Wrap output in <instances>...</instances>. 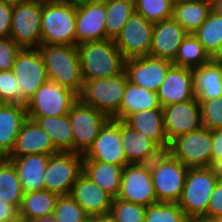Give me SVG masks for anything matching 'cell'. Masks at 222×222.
<instances>
[{
  "instance_id": "6da1fadb",
  "label": "cell",
  "mask_w": 222,
  "mask_h": 222,
  "mask_svg": "<svg viewBox=\"0 0 222 222\" xmlns=\"http://www.w3.org/2000/svg\"><path fill=\"white\" fill-rule=\"evenodd\" d=\"M77 49L83 80L112 77L125 70L126 59L112 39L85 42Z\"/></svg>"
},
{
  "instance_id": "7a4b0ae2",
  "label": "cell",
  "mask_w": 222,
  "mask_h": 222,
  "mask_svg": "<svg viewBox=\"0 0 222 222\" xmlns=\"http://www.w3.org/2000/svg\"><path fill=\"white\" fill-rule=\"evenodd\" d=\"M38 50L42 56L49 81L66 87L79 95L83 87V78L77 46L40 45Z\"/></svg>"
},
{
  "instance_id": "3957f363",
  "label": "cell",
  "mask_w": 222,
  "mask_h": 222,
  "mask_svg": "<svg viewBox=\"0 0 222 222\" xmlns=\"http://www.w3.org/2000/svg\"><path fill=\"white\" fill-rule=\"evenodd\" d=\"M77 8L62 0H42L41 45L76 46Z\"/></svg>"
},
{
  "instance_id": "277c9868",
  "label": "cell",
  "mask_w": 222,
  "mask_h": 222,
  "mask_svg": "<svg viewBox=\"0 0 222 222\" xmlns=\"http://www.w3.org/2000/svg\"><path fill=\"white\" fill-rule=\"evenodd\" d=\"M127 81L125 70L112 77L83 80L78 99L83 104L105 113L111 119L120 110Z\"/></svg>"
},
{
  "instance_id": "5b68a950",
  "label": "cell",
  "mask_w": 222,
  "mask_h": 222,
  "mask_svg": "<svg viewBox=\"0 0 222 222\" xmlns=\"http://www.w3.org/2000/svg\"><path fill=\"white\" fill-rule=\"evenodd\" d=\"M149 164L157 202L177 203L188 168L168 151H163Z\"/></svg>"
},
{
  "instance_id": "8992f818",
  "label": "cell",
  "mask_w": 222,
  "mask_h": 222,
  "mask_svg": "<svg viewBox=\"0 0 222 222\" xmlns=\"http://www.w3.org/2000/svg\"><path fill=\"white\" fill-rule=\"evenodd\" d=\"M219 181L210 167L188 168L177 203L189 220L201 219L206 215L209 198Z\"/></svg>"
},
{
  "instance_id": "52a82bcc",
  "label": "cell",
  "mask_w": 222,
  "mask_h": 222,
  "mask_svg": "<svg viewBox=\"0 0 222 222\" xmlns=\"http://www.w3.org/2000/svg\"><path fill=\"white\" fill-rule=\"evenodd\" d=\"M187 168L211 166L212 130L201 126L195 131L176 137L167 150Z\"/></svg>"
},
{
  "instance_id": "ba28073f",
  "label": "cell",
  "mask_w": 222,
  "mask_h": 222,
  "mask_svg": "<svg viewBox=\"0 0 222 222\" xmlns=\"http://www.w3.org/2000/svg\"><path fill=\"white\" fill-rule=\"evenodd\" d=\"M83 172V154L62 152L49 157L45 175L44 190L59 196L70 195L73 185Z\"/></svg>"
},
{
  "instance_id": "9c48e42d",
  "label": "cell",
  "mask_w": 222,
  "mask_h": 222,
  "mask_svg": "<svg viewBox=\"0 0 222 222\" xmlns=\"http://www.w3.org/2000/svg\"><path fill=\"white\" fill-rule=\"evenodd\" d=\"M78 95L57 83L42 84L26 104L27 117H57L68 114Z\"/></svg>"
},
{
  "instance_id": "30bf717a",
  "label": "cell",
  "mask_w": 222,
  "mask_h": 222,
  "mask_svg": "<svg viewBox=\"0 0 222 222\" xmlns=\"http://www.w3.org/2000/svg\"><path fill=\"white\" fill-rule=\"evenodd\" d=\"M42 0H30L13 6L10 38L21 48L41 45Z\"/></svg>"
},
{
  "instance_id": "8fae6325",
  "label": "cell",
  "mask_w": 222,
  "mask_h": 222,
  "mask_svg": "<svg viewBox=\"0 0 222 222\" xmlns=\"http://www.w3.org/2000/svg\"><path fill=\"white\" fill-rule=\"evenodd\" d=\"M71 123L74 152L84 154L110 119L105 113L83 104L79 99L68 112Z\"/></svg>"
},
{
  "instance_id": "7c38bea8",
  "label": "cell",
  "mask_w": 222,
  "mask_h": 222,
  "mask_svg": "<svg viewBox=\"0 0 222 222\" xmlns=\"http://www.w3.org/2000/svg\"><path fill=\"white\" fill-rule=\"evenodd\" d=\"M118 198L148 207L158 203L152 183L150 164L123 167Z\"/></svg>"
},
{
  "instance_id": "4fadbf2b",
  "label": "cell",
  "mask_w": 222,
  "mask_h": 222,
  "mask_svg": "<svg viewBox=\"0 0 222 222\" xmlns=\"http://www.w3.org/2000/svg\"><path fill=\"white\" fill-rule=\"evenodd\" d=\"M153 27L154 23L146 20L141 14L133 12L114 40L125 59L149 55Z\"/></svg>"
},
{
  "instance_id": "5bb4252c",
  "label": "cell",
  "mask_w": 222,
  "mask_h": 222,
  "mask_svg": "<svg viewBox=\"0 0 222 222\" xmlns=\"http://www.w3.org/2000/svg\"><path fill=\"white\" fill-rule=\"evenodd\" d=\"M121 143V120L109 119L93 144L83 154V161H101L125 167L128 165Z\"/></svg>"
},
{
  "instance_id": "9a60e30c",
  "label": "cell",
  "mask_w": 222,
  "mask_h": 222,
  "mask_svg": "<svg viewBox=\"0 0 222 222\" xmlns=\"http://www.w3.org/2000/svg\"><path fill=\"white\" fill-rule=\"evenodd\" d=\"M12 70L18 82L19 90L28 100L42 84L49 81L38 48H22L17 54Z\"/></svg>"
},
{
  "instance_id": "2e32d148",
  "label": "cell",
  "mask_w": 222,
  "mask_h": 222,
  "mask_svg": "<svg viewBox=\"0 0 222 222\" xmlns=\"http://www.w3.org/2000/svg\"><path fill=\"white\" fill-rule=\"evenodd\" d=\"M167 141L199 129L202 125L201 105L196 98L162 107Z\"/></svg>"
},
{
  "instance_id": "e0dca14e",
  "label": "cell",
  "mask_w": 222,
  "mask_h": 222,
  "mask_svg": "<svg viewBox=\"0 0 222 222\" xmlns=\"http://www.w3.org/2000/svg\"><path fill=\"white\" fill-rule=\"evenodd\" d=\"M172 65L171 61L148 55L126 59L125 72L129 82L157 93Z\"/></svg>"
},
{
  "instance_id": "ac0fdd59",
  "label": "cell",
  "mask_w": 222,
  "mask_h": 222,
  "mask_svg": "<svg viewBox=\"0 0 222 222\" xmlns=\"http://www.w3.org/2000/svg\"><path fill=\"white\" fill-rule=\"evenodd\" d=\"M58 152L49 135L34 120L27 118L22 124L14 147L6 159L11 162L25 155H52Z\"/></svg>"
},
{
  "instance_id": "d6986e66",
  "label": "cell",
  "mask_w": 222,
  "mask_h": 222,
  "mask_svg": "<svg viewBox=\"0 0 222 222\" xmlns=\"http://www.w3.org/2000/svg\"><path fill=\"white\" fill-rule=\"evenodd\" d=\"M106 0L77 8L76 46L85 42L106 40Z\"/></svg>"
},
{
  "instance_id": "ffe728a7",
  "label": "cell",
  "mask_w": 222,
  "mask_h": 222,
  "mask_svg": "<svg viewBox=\"0 0 222 222\" xmlns=\"http://www.w3.org/2000/svg\"><path fill=\"white\" fill-rule=\"evenodd\" d=\"M187 35L173 17L154 23L149 56L173 62Z\"/></svg>"
},
{
  "instance_id": "44dd1931",
  "label": "cell",
  "mask_w": 222,
  "mask_h": 222,
  "mask_svg": "<svg viewBox=\"0 0 222 222\" xmlns=\"http://www.w3.org/2000/svg\"><path fill=\"white\" fill-rule=\"evenodd\" d=\"M161 107L195 98L192 69L172 65L157 92Z\"/></svg>"
},
{
  "instance_id": "7402d4cb",
  "label": "cell",
  "mask_w": 222,
  "mask_h": 222,
  "mask_svg": "<svg viewBox=\"0 0 222 222\" xmlns=\"http://www.w3.org/2000/svg\"><path fill=\"white\" fill-rule=\"evenodd\" d=\"M70 196L89 216L109 213L113 199L83 172L73 185Z\"/></svg>"
},
{
  "instance_id": "603a6c76",
  "label": "cell",
  "mask_w": 222,
  "mask_h": 222,
  "mask_svg": "<svg viewBox=\"0 0 222 222\" xmlns=\"http://www.w3.org/2000/svg\"><path fill=\"white\" fill-rule=\"evenodd\" d=\"M121 143L128 164H149L163 150L144 133H140L121 120Z\"/></svg>"
},
{
  "instance_id": "cb8c5ba5",
  "label": "cell",
  "mask_w": 222,
  "mask_h": 222,
  "mask_svg": "<svg viewBox=\"0 0 222 222\" xmlns=\"http://www.w3.org/2000/svg\"><path fill=\"white\" fill-rule=\"evenodd\" d=\"M27 118L26 105L0 103V158H6L12 151Z\"/></svg>"
},
{
  "instance_id": "d4e9b609",
  "label": "cell",
  "mask_w": 222,
  "mask_h": 222,
  "mask_svg": "<svg viewBox=\"0 0 222 222\" xmlns=\"http://www.w3.org/2000/svg\"><path fill=\"white\" fill-rule=\"evenodd\" d=\"M50 155L31 154L12 160L24 193L44 190V175Z\"/></svg>"
},
{
  "instance_id": "484cf974",
  "label": "cell",
  "mask_w": 222,
  "mask_h": 222,
  "mask_svg": "<svg viewBox=\"0 0 222 222\" xmlns=\"http://www.w3.org/2000/svg\"><path fill=\"white\" fill-rule=\"evenodd\" d=\"M124 122L132 129L144 133L163 151L169 148V142L163 125L162 109H149L130 114Z\"/></svg>"
},
{
  "instance_id": "4316f807",
  "label": "cell",
  "mask_w": 222,
  "mask_h": 222,
  "mask_svg": "<svg viewBox=\"0 0 222 222\" xmlns=\"http://www.w3.org/2000/svg\"><path fill=\"white\" fill-rule=\"evenodd\" d=\"M193 89L199 104L222 97V66L207 62L192 69Z\"/></svg>"
},
{
  "instance_id": "83f0119b",
  "label": "cell",
  "mask_w": 222,
  "mask_h": 222,
  "mask_svg": "<svg viewBox=\"0 0 222 222\" xmlns=\"http://www.w3.org/2000/svg\"><path fill=\"white\" fill-rule=\"evenodd\" d=\"M119 112L112 118L124 121L130 114L149 109H162L156 92L127 81Z\"/></svg>"
},
{
  "instance_id": "f1b7e54d",
  "label": "cell",
  "mask_w": 222,
  "mask_h": 222,
  "mask_svg": "<svg viewBox=\"0 0 222 222\" xmlns=\"http://www.w3.org/2000/svg\"><path fill=\"white\" fill-rule=\"evenodd\" d=\"M123 167L101 161H83V173L112 198L119 195Z\"/></svg>"
},
{
  "instance_id": "f546056e",
  "label": "cell",
  "mask_w": 222,
  "mask_h": 222,
  "mask_svg": "<svg viewBox=\"0 0 222 222\" xmlns=\"http://www.w3.org/2000/svg\"><path fill=\"white\" fill-rule=\"evenodd\" d=\"M50 137L54 147L62 152H74V140L68 114L57 117H28Z\"/></svg>"
},
{
  "instance_id": "4dcf8cb0",
  "label": "cell",
  "mask_w": 222,
  "mask_h": 222,
  "mask_svg": "<svg viewBox=\"0 0 222 222\" xmlns=\"http://www.w3.org/2000/svg\"><path fill=\"white\" fill-rule=\"evenodd\" d=\"M214 8L210 0L180 2L174 5L173 18L188 34H193Z\"/></svg>"
},
{
  "instance_id": "1f68e13d",
  "label": "cell",
  "mask_w": 222,
  "mask_h": 222,
  "mask_svg": "<svg viewBox=\"0 0 222 222\" xmlns=\"http://www.w3.org/2000/svg\"><path fill=\"white\" fill-rule=\"evenodd\" d=\"M58 198L59 195L47 190L24 193L19 215L26 222L53 215Z\"/></svg>"
},
{
  "instance_id": "d6a6232c",
  "label": "cell",
  "mask_w": 222,
  "mask_h": 222,
  "mask_svg": "<svg viewBox=\"0 0 222 222\" xmlns=\"http://www.w3.org/2000/svg\"><path fill=\"white\" fill-rule=\"evenodd\" d=\"M24 191L13 163L0 158V199L7 204L20 208Z\"/></svg>"
},
{
  "instance_id": "836d02e7",
  "label": "cell",
  "mask_w": 222,
  "mask_h": 222,
  "mask_svg": "<svg viewBox=\"0 0 222 222\" xmlns=\"http://www.w3.org/2000/svg\"><path fill=\"white\" fill-rule=\"evenodd\" d=\"M134 11V0H106V39L115 40Z\"/></svg>"
},
{
  "instance_id": "e575fe53",
  "label": "cell",
  "mask_w": 222,
  "mask_h": 222,
  "mask_svg": "<svg viewBox=\"0 0 222 222\" xmlns=\"http://www.w3.org/2000/svg\"><path fill=\"white\" fill-rule=\"evenodd\" d=\"M210 61V56L204 50L203 45L193 35L188 34L180 45L173 65L194 69Z\"/></svg>"
},
{
  "instance_id": "d590c367",
  "label": "cell",
  "mask_w": 222,
  "mask_h": 222,
  "mask_svg": "<svg viewBox=\"0 0 222 222\" xmlns=\"http://www.w3.org/2000/svg\"><path fill=\"white\" fill-rule=\"evenodd\" d=\"M210 56L222 44V14L215 8L209 13L206 20L193 33Z\"/></svg>"
},
{
  "instance_id": "8d00e7d4",
  "label": "cell",
  "mask_w": 222,
  "mask_h": 222,
  "mask_svg": "<svg viewBox=\"0 0 222 222\" xmlns=\"http://www.w3.org/2000/svg\"><path fill=\"white\" fill-rule=\"evenodd\" d=\"M135 12L152 23L160 22L173 16L172 0H134Z\"/></svg>"
},
{
  "instance_id": "74e56055",
  "label": "cell",
  "mask_w": 222,
  "mask_h": 222,
  "mask_svg": "<svg viewBox=\"0 0 222 222\" xmlns=\"http://www.w3.org/2000/svg\"><path fill=\"white\" fill-rule=\"evenodd\" d=\"M178 203L158 202L146 208L144 222H188Z\"/></svg>"
},
{
  "instance_id": "f35d334b",
  "label": "cell",
  "mask_w": 222,
  "mask_h": 222,
  "mask_svg": "<svg viewBox=\"0 0 222 222\" xmlns=\"http://www.w3.org/2000/svg\"><path fill=\"white\" fill-rule=\"evenodd\" d=\"M146 208V206L115 197L112 199L110 213L116 222H144Z\"/></svg>"
},
{
  "instance_id": "ab89813d",
  "label": "cell",
  "mask_w": 222,
  "mask_h": 222,
  "mask_svg": "<svg viewBox=\"0 0 222 222\" xmlns=\"http://www.w3.org/2000/svg\"><path fill=\"white\" fill-rule=\"evenodd\" d=\"M53 216L57 222H83L89 215L70 196H59Z\"/></svg>"
},
{
  "instance_id": "60d3db41",
  "label": "cell",
  "mask_w": 222,
  "mask_h": 222,
  "mask_svg": "<svg viewBox=\"0 0 222 222\" xmlns=\"http://www.w3.org/2000/svg\"><path fill=\"white\" fill-rule=\"evenodd\" d=\"M28 101L19 90L13 70L0 71V103L26 105Z\"/></svg>"
},
{
  "instance_id": "b9f144b4",
  "label": "cell",
  "mask_w": 222,
  "mask_h": 222,
  "mask_svg": "<svg viewBox=\"0 0 222 222\" xmlns=\"http://www.w3.org/2000/svg\"><path fill=\"white\" fill-rule=\"evenodd\" d=\"M202 125L210 130L222 129V97L201 104Z\"/></svg>"
},
{
  "instance_id": "7bdbcfd3",
  "label": "cell",
  "mask_w": 222,
  "mask_h": 222,
  "mask_svg": "<svg viewBox=\"0 0 222 222\" xmlns=\"http://www.w3.org/2000/svg\"><path fill=\"white\" fill-rule=\"evenodd\" d=\"M21 47L10 37L0 38V71L13 69L17 54Z\"/></svg>"
},
{
  "instance_id": "ee69618b",
  "label": "cell",
  "mask_w": 222,
  "mask_h": 222,
  "mask_svg": "<svg viewBox=\"0 0 222 222\" xmlns=\"http://www.w3.org/2000/svg\"><path fill=\"white\" fill-rule=\"evenodd\" d=\"M222 218V181L215 186L207 206L206 215L202 219L218 221Z\"/></svg>"
},
{
  "instance_id": "f6af8a7d",
  "label": "cell",
  "mask_w": 222,
  "mask_h": 222,
  "mask_svg": "<svg viewBox=\"0 0 222 222\" xmlns=\"http://www.w3.org/2000/svg\"><path fill=\"white\" fill-rule=\"evenodd\" d=\"M13 6L0 1V38L10 37Z\"/></svg>"
},
{
  "instance_id": "bcb514c9",
  "label": "cell",
  "mask_w": 222,
  "mask_h": 222,
  "mask_svg": "<svg viewBox=\"0 0 222 222\" xmlns=\"http://www.w3.org/2000/svg\"><path fill=\"white\" fill-rule=\"evenodd\" d=\"M222 158V129L212 131L211 164Z\"/></svg>"
},
{
  "instance_id": "7dc6e473",
  "label": "cell",
  "mask_w": 222,
  "mask_h": 222,
  "mask_svg": "<svg viewBox=\"0 0 222 222\" xmlns=\"http://www.w3.org/2000/svg\"><path fill=\"white\" fill-rule=\"evenodd\" d=\"M19 215V210L0 199V222L15 218Z\"/></svg>"
},
{
  "instance_id": "c3c4849f",
  "label": "cell",
  "mask_w": 222,
  "mask_h": 222,
  "mask_svg": "<svg viewBox=\"0 0 222 222\" xmlns=\"http://www.w3.org/2000/svg\"><path fill=\"white\" fill-rule=\"evenodd\" d=\"M210 62L222 66V44L210 55Z\"/></svg>"
},
{
  "instance_id": "681fc988",
  "label": "cell",
  "mask_w": 222,
  "mask_h": 222,
  "mask_svg": "<svg viewBox=\"0 0 222 222\" xmlns=\"http://www.w3.org/2000/svg\"><path fill=\"white\" fill-rule=\"evenodd\" d=\"M213 173L218 177L220 181H222V158L213 162L210 166Z\"/></svg>"
},
{
  "instance_id": "f907efd6",
  "label": "cell",
  "mask_w": 222,
  "mask_h": 222,
  "mask_svg": "<svg viewBox=\"0 0 222 222\" xmlns=\"http://www.w3.org/2000/svg\"><path fill=\"white\" fill-rule=\"evenodd\" d=\"M62 1L66 2L67 4H70L73 7L78 8L80 6L88 5L90 3H95L100 0H62Z\"/></svg>"
},
{
  "instance_id": "816d5d0a",
  "label": "cell",
  "mask_w": 222,
  "mask_h": 222,
  "mask_svg": "<svg viewBox=\"0 0 222 222\" xmlns=\"http://www.w3.org/2000/svg\"><path fill=\"white\" fill-rule=\"evenodd\" d=\"M95 222H116V220L109 212L106 214L95 215Z\"/></svg>"
},
{
  "instance_id": "f5cc1de1",
  "label": "cell",
  "mask_w": 222,
  "mask_h": 222,
  "mask_svg": "<svg viewBox=\"0 0 222 222\" xmlns=\"http://www.w3.org/2000/svg\"><path fill=\"white\" fill-rule=\"evenodd\" d=\"M31 222H57L56 218L53 215L37 218Z\"/></svg>"
},
{
  "instance_id": "db71d44e",
  "label": "cell",
  "mask_w": 222,
  "mask_h": 222,
  "mask_svg": "<svg viewBox=\"0 0 222 222\" xmlns=\"http://www.w3.org/2000/svg\"><path fill=\"white\" fill-rule=\"evenodd\" d=\"M0 1H3L4 3H6L10 6H16L20 3H24V2H27V1H30V0H0Z\"/></svg>"
},
{
  "instance_id": "11a10c76",
  "label": "cell",
  "mask_w": 222,
  "mask_h": 222,
  "mask_svg": "<svg viewBox=\"0 0 222 222\" xmlns=\"http://www.w3.org/2000/svg\"><path fill=\"white\" fill-rule=\"evenodd\" d=\"M1 222H26L20 215L15 218L7 219Z\"/></svg>"
},
{
  "instance_id": "9f6ffc18",
  "label": "cell",
  "mask_w": 222,
  "mask_h": 222,
  "mask_svg": "<svg viewBox=\"0 0 222 222\" xmlns=\"http://www.w3.org/2000/svg\"><path fill=\"white\" fill-rule=\"evenodd\" d=\"M214 8L222 14V0H217L214 2Z\"/></svg>"
},
{
  "instance_id": "6f0895ef",
  "label": "cell",
  "mask_w": 222,
  "mask_h": 222,
  "mask_svg": "<svg viewBox=\"0 0 222 222\" xmlns=\"http://www.w3.org/2000/svg\"><path fill=\"white\" fill-rule=\"evenodd\" d=\"M188 222H217V221H210V220H206V219H190L188 220Z\"/></svg>"
},
{
  "instance_id": "680465c9",
  "label": "cell",
  "mask_w": 222,
  "mask_h": 222,
  "mask_svg": "<svg viewBox=\"0 0 222 222\" xmlns=\"http://www.w3.org/2000/svg\"><path fill=\"white\" fill-rule=\"evenodd\" d=\"M83 222H95V215L88 216Z\"/></svg>"
},
{
  "instance_id": "91938a15",
  "label": "cell",
  "mask_w": 222,
  "mask_h": 222,
  "mask_svg": "<svg viewBox=\"0 0 222 222\" xmlns=\"http://www.w3.org/2000/svg\"><path fill=\"white\" fill-rule=\"evenodd\" d=\"M187 1H195V0H172L174 5L180 2H187Z\"/></svg>"
}]
</instances>
